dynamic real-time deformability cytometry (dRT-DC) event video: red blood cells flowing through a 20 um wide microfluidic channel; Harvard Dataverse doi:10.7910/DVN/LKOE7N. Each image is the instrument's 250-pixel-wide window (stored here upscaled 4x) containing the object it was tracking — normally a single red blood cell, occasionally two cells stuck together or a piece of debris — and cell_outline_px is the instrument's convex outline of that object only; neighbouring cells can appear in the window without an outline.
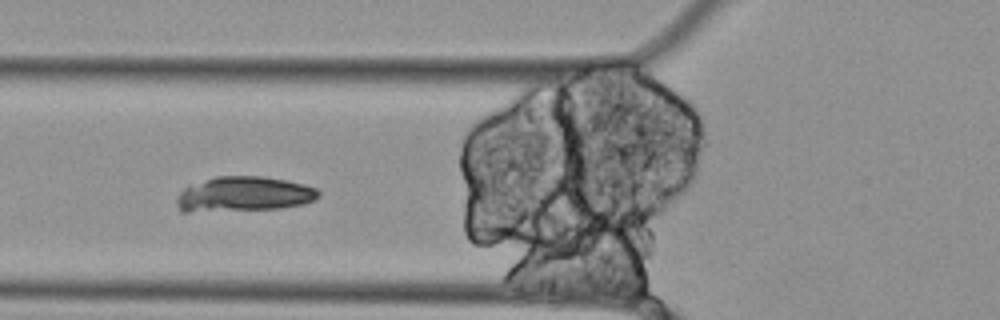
{"species": "Egyptian fruit bat (a non-hibernating species)", "species_latin": "Rousettus aegyptiacus", "temperature_condition": "cold", "stored_images_in_passage": 41, "camera_frame_rate_fps": 3000, "um_per_image_px": 0.085, "animal": {"sex": "female"}, "frame": {"image": 1, "passage_image": 5, "time_ms": 1.333, "image_size_px": [1000, 320], "cell_outline_px": [[320, 196], [304, 204], [280, 208], [188, 212], [180, 212], [176, 208], [176, 196], [188, 184], [216, 176], [264, 176], [284, 180], [316, 188], [320, 192]], "centroid_in_image_um": [20.64, 16.5], "position_along_channel_um": 105.2, "area_um2": 29.07}}
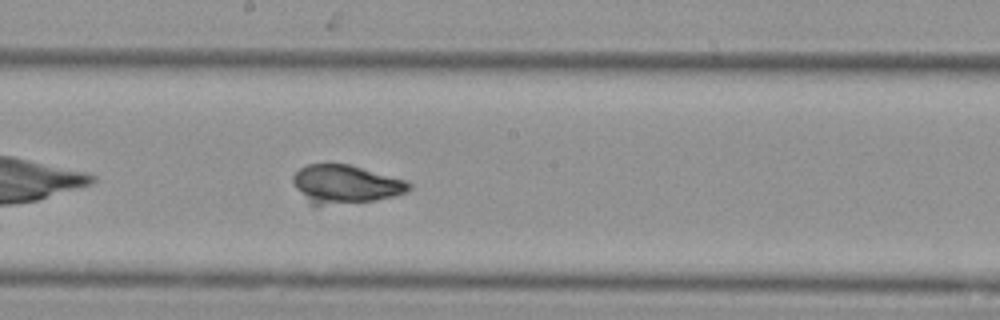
{"frame": {"image": 2, "passage_image": 15, "time_ms": 4.667, "image_size_px": [1000, 320], "cell_outline_px": [[412, 188], [408, 192], [376, 200], [316, 208], [308, 204], [296, 188], [292, 180], [292, 176], [300, 168], [308, 164], [348, 164], [404, 180], [412, 184]], "centroid_in_image_um": [29.31, 15.71], "position_along_channel_um": 218.9, "area_um2": 26.41}}
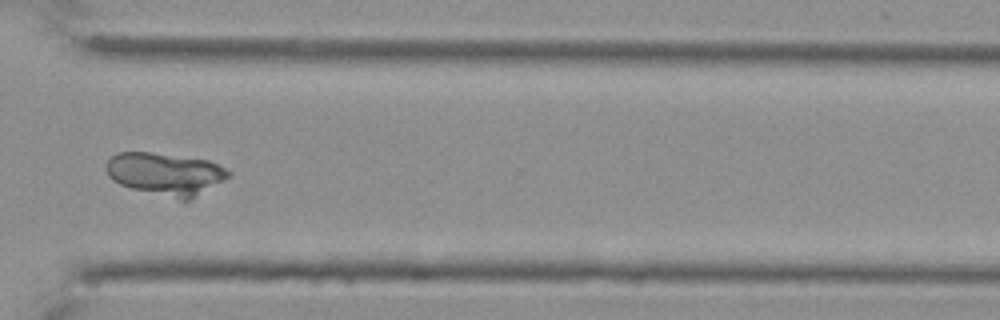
{"frame": {"image": 3, "passage_image": 27, "time_ms": 8.667, "image_size_px": [1000, 320], "cell_outline_px": [[232, 176], [188, 200], [180, 200], [132, 188], [120, 184], [112, 180], [108, 176], [104, 168], [108, 160], [116, 152], [148, 152], [208, 160], [232, 172]], "centroid_in_image_um": [14.04, 14.77], "position_along_channel_um": 356.6, "area_um2": 30.06}, "authors_computed_cell_mechanics": {"area_um2": 29.0734, "velocity_mm_per_s": 3.4369, "shape_relaxation_time_tau1_ms": 1.5674, "shape_relaxation_time_tau2_ms": null, "deformation_change_tau1": 0.1186, "deformation_change_tau2": null}}